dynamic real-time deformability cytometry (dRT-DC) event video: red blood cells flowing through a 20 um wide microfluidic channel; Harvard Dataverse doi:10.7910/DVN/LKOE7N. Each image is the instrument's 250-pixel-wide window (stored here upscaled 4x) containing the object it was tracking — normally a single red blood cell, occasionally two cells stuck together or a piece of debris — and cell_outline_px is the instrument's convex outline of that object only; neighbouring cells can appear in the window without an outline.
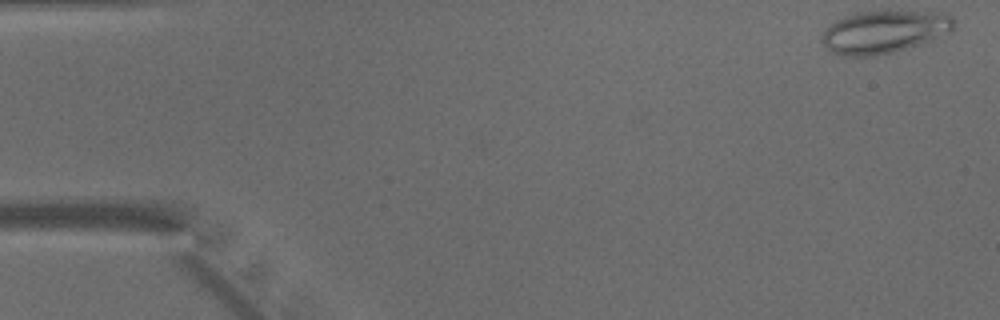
{"species": "common noctule bat (a hibernating species)", "species_latin": "Nyctalus noctula", "temperature_condition": "warm", "stored_images_in_passage": 47, "camera_frame_rate_fps": 3000, "um_per_image_px": 0.085, "animal": {"sex": "male", "body_mass_g": 15.6}, "frame": {"image": 1, "passage_image": 1, "time_ms": 0.0, "image_size_px": [1000, 320], "cell_outline_px": [[956, 24], [948, 32], [932, 40], [892, 52], [876, 56], [840, 56], [832, 52], [820, 40], [820, 36], [836, 20], [844, 16], [856, 12], [944, 12], [952, 16]], "centroid_in_image_um": [75.14, 2.71], "position_along_channel_um": 9.9, "area_um2": 32.48}}
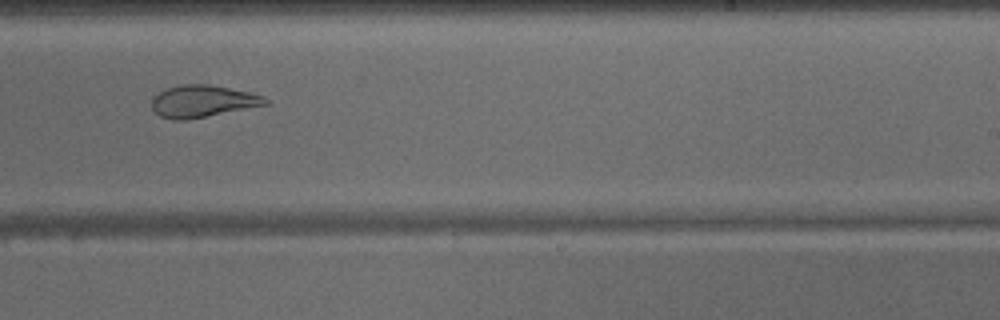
{"frame": {"image": 2, "passage_image": 29, "time_ms": 9.333, "image_size_px": [1000, 320], "cell_outline_px": [[268, 104], [184, 120], [176, 120], [160, 116], [152, 108], [152, 100], [160, 92], [168, 88], [180, 84], [208, 84], [252, 92], [264, 96], [268, 100]], "centroid_in_image_um": [17.24, 8.59], "position_along_channel_um": 271.8, "area_um2": 20.87}}
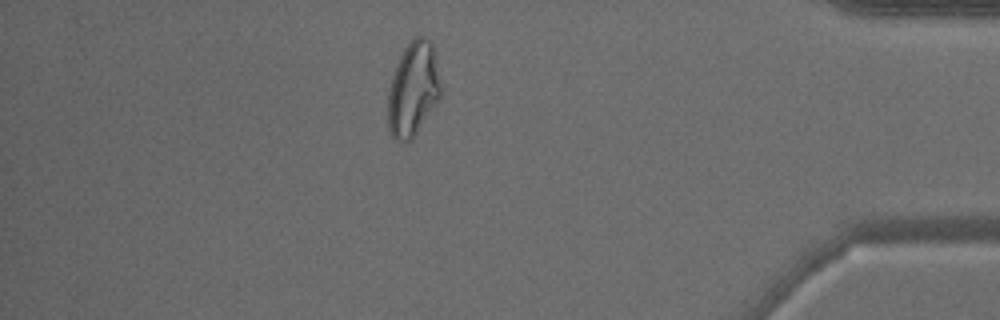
{"frame": {"image": 3, "passage_image": 41, "time_ms": 13.333, "image_size_px": [1000, 320], "cell_outline_px": [[440, 100], [412, 140], [404, 144], [400, 144], [392, 136], [388, 128], [388, 88], [396, 64], [404, 48], [416, 36], [424, 36], [432, 44], [436, 52], [440, 84]], "centroid_in_image_um": [35.12, 7.62], "position_along_channel_um": 400.1, "area_um2": 29.54}}